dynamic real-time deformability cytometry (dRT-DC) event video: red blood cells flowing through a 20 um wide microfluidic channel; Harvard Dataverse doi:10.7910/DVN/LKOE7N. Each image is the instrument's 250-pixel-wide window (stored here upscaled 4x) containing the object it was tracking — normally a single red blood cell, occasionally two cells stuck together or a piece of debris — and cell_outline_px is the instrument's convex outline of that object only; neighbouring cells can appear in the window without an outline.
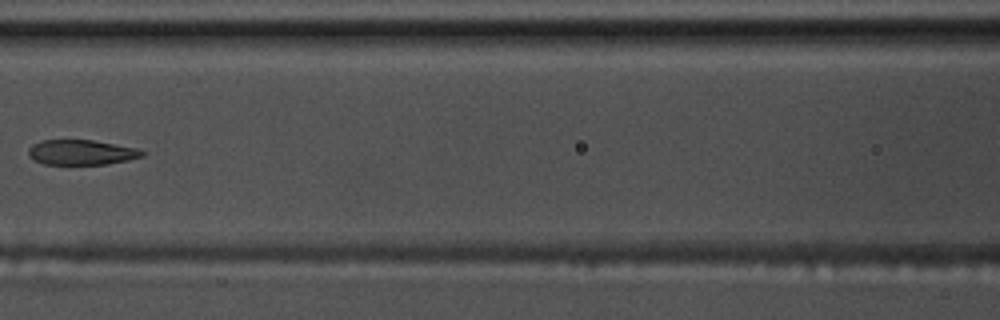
{"species": "common noctule bat (a hibernating species)", "species_latin": "Nyctalus noctula", "temperature_condition": "warm", "stored_images_in_passage": 10, "camera_frame_rate_fps": 3000, "um_per_image_px": 0.085, "animal": {"sex": "male", "body_mass_g": 17.5, "forearm_length_mm": 52.3}, "frame": {"image": 1, "passage_image": 7, "time_ms": 2.0, "image_size_px": [1000, 320], "cell_outline_px": [[144, 156], [128, 160], [108, 164], [44, 164], [28, 156], [28, 148], [32, 144], [40, 140], [92, 140], [136, 148], [144, 152]], "centroid_in_image_um": [6.89, 12.95], "position_along_channel_um": 159.7, "area_um2": 16.53}}
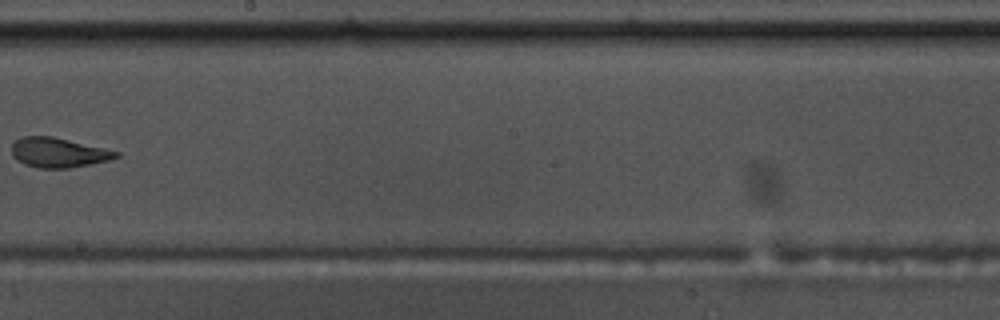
{"frame": {"image": 2, "passage_image": 9, "time_ms": 2.667, "image_size_px": [1000, 320], "cell_outline_px": [[120, 156], [108, 160], [68, 168], [36, 168], [24, 164], [16, 160], [12, 156], [12, 144], [16, 140], [24, 136], [52, 136], [104, 148], [120, 152]], "centroid_in_image_um": [4.93, 12.97], "position_along_channel_um": 243.3, "area_um2": 17.98}}
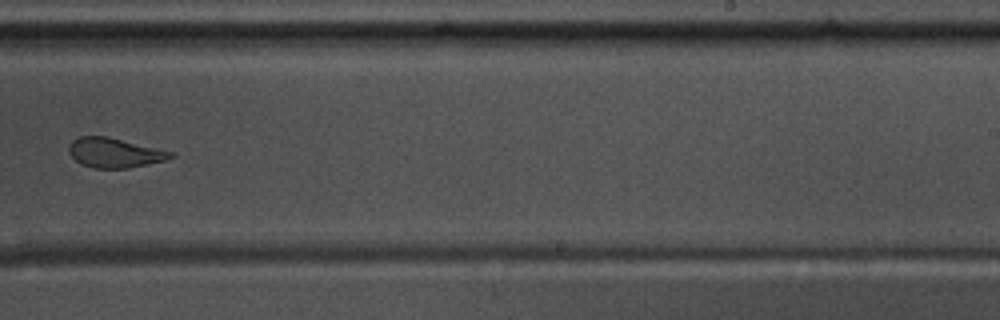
{"frame": {"image": 3, "passage_image": 10, "time_ms": 3.0, "image_size_px": [1000, 320], "cell_outline_px": [[176, 156], [164, 160], [128, 168], [96, 168], [80, 164], [68, 152], [68, 144], [72, 140], [80, 136], [108, 136], [176, 152]], "centroid_in_image_um": [9.74, 12.97], "position_along_channel_um": 279.3, "area_um2": 17.74}}